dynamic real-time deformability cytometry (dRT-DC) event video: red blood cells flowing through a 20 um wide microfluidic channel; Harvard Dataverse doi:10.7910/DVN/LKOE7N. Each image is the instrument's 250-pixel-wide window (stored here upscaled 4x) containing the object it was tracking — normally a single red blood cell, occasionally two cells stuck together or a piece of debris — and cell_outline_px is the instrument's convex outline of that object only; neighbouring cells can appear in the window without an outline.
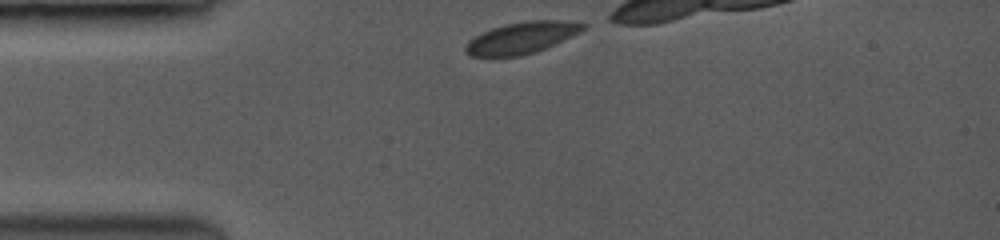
{"species": "common noctule bat (a hibernating species)", "species_latin": "Nyctalus noctula", "temperature_condition": "room temperature", "stored_images_in_passage": 3, "segment_of_instrument_passage": [1, 2], "camera_frame_rate_fps": 3500, "um_per_image_px": 0.085, "animal": {"sex": "female", "body_mass_g": 19.0, "forearm_length_mm": 53.3}, "frame": {"image": 1, "passage_image": 1, "time_ms": 0.0, "image_size_px": [1000, 240], "cell_outline_px": [[588, 24], [584, 28], [536, 52], [516, 56], [472, 56], [464, 52], [464, 48], [468, 40], [492, 28], [504, 24], [528, 20], [560, 20]], "centroid_in_image_um": [44.26, 3.2], "position_along_channel_um": 40.7, "area_um2": 21.04}}